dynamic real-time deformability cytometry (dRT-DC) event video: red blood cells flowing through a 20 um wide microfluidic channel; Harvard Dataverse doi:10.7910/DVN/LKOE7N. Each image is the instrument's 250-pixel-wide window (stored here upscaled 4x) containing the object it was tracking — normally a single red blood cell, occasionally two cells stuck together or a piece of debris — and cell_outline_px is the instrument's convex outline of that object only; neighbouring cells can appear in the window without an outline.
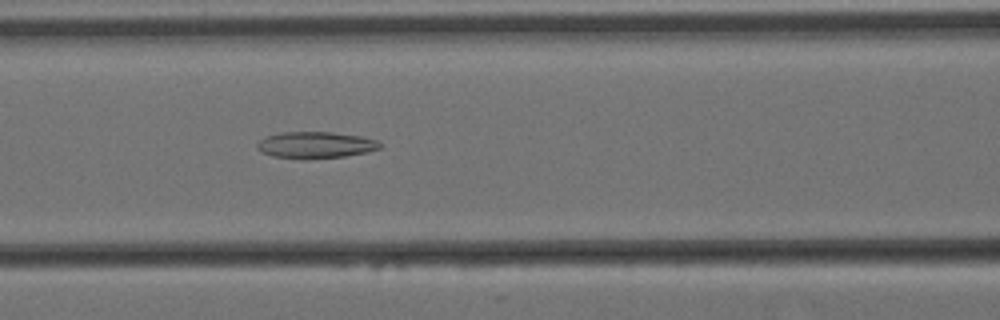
{"species": "Egyptian fruit bat (a non-hibernating species)", "species_latin": "Rousettus aegyptiacus", "temperature_condition": "cold", "stored_images_in_passage": 57, "camera_frame_rate_fps": 3000, "um_per_image_px": 0.085, "animal": {"sex": "female"}, "frame": {"image": 1, "passage_image": 23, "time_ms": 7.333, "image_size_px": [1000, 320], "cell_outline_px": [[380, 148], [368, 152], [344, 156], [272, 156], [260, 152], [256, 148], [256, 144], [260, 140], [268, 136], [284, 132], [332, 132], [360, 136], [376, 140], [380, 144]], "centroid_in_image_um": [26.82, 12.28], "position_along_channel_um": 139.8, "area_um2": 18.03}}
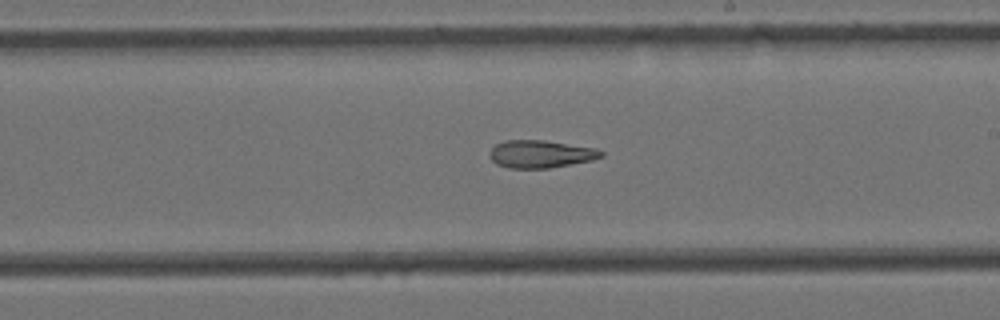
{"frame": {"image": 2, "passage_image": 32, "time_ms": 10.333, "image_size_px": [1000, 320], "cell_outline_px": [[604, 156], [592, 160], [548, 168], [508, 168], [496, 164], [488, 156], [488, 152], [496, 144], [504, 140], [544, 140], [596, 148], [604, 152]], "centroid_in_image_um": [45.93, 13.09], "position_along_channel_um": 243.1, "area_um2": 18.03}}
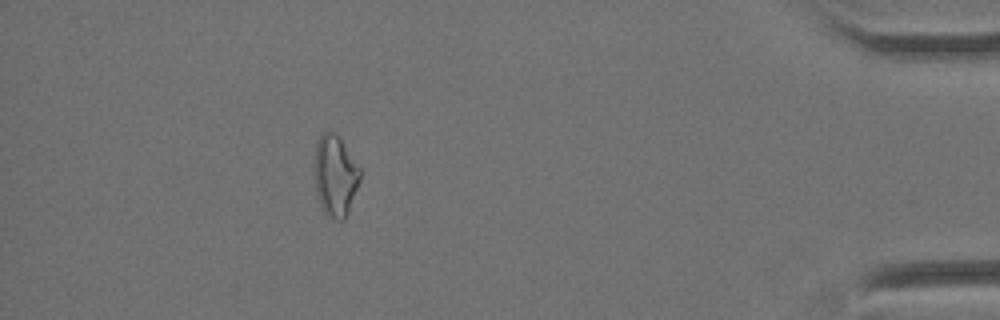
{"frame": {"image": 3, "passage_image": 51, "time_ms": 16.667, "image_size_px": [1000, 320], "cell_outline_px": [[360, 180], [348, 212], [344, 220], [336, 220], [328, 216], [324, 212], [320, 204], [316, 192], [312, 172], [312, 164], [316, 140], [324, 132], [332, 132], [340, 140], [360, 168]], "centroid_in_image_um": [28.43, 14.95], "position_along_channel_um": 406.8, "area_um2": 21.73}}